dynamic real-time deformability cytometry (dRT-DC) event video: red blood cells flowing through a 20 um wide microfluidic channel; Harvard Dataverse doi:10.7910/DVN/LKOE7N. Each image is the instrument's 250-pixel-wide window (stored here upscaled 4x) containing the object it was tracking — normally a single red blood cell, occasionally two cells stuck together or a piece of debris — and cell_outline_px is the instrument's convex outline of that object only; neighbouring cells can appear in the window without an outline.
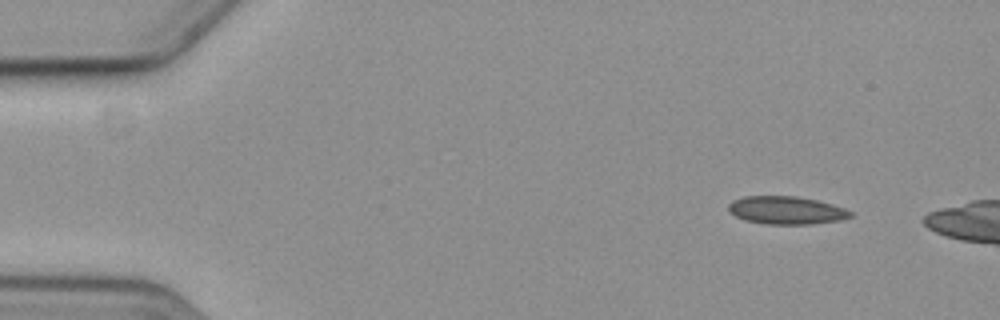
{"species": "common noctule bat (a hibernating species)", "species_latin": "Nyctalus noctula", "temperature_condition": "cold", "stored_images_in_passage": 4, "camera_frame_rate_fps": 3000, "um_per_image_px": 0.085, "animal": {"sex": "female", "body_mass_g": 19.3, "forearm_length_mm": 54.1}, "frame": {"image": 1, "passage_image": 1, "time_ms": 0.0, "image_size_px": [1000, 320], "cell_outline_px": [[852, 216], [840, 220], [808, 224], [764, 224], [744, 220], [728, 212], [728, 204], [732, 200], [744, 196], [796, 196], [816, 200], [832, 204], [844, 208], [852, 212]], "centroid_in_image_um": [66.79, 17.87], "position_along_channel_um": 18.2, "area_um2": 19.88}}